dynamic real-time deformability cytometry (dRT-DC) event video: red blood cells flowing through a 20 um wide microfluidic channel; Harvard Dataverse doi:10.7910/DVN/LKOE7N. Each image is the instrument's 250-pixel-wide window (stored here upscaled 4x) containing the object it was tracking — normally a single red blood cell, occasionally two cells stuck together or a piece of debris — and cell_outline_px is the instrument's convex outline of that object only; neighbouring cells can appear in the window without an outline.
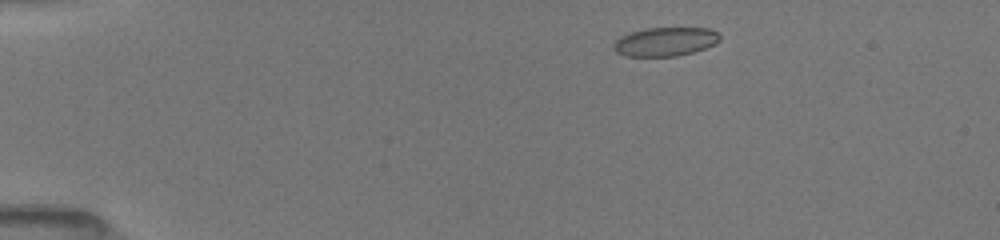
{"species": "common noctule bat (a hibernating species)", "species_latin": "Nyctalus noctula", "temperature_condition": "room temperature", "stored_images_in_passage": 37, "camera_frame_rate_fps": 3000, "um_per_image_px": 0.085, "animal": {"sex": "female", "body_mass_g": 19.5, "forearm_length_mm": 54.1}, "frame": {"image": 1, "passage_image": 1, "time_ms": 0.0, "image_size_px": [1000, 240], "cell_outline_px": [[720, 40], [716, 44], [692, 52], [676, 56], [624, 56], [616, 52], [612, 48], [612, 44], [620, 36], [644, 28], [712, 28], [720, 36]], "centroid_in_image_um": [56.53, 3.54], "position_along_channel_um": 28.5, "area_um2": 17.92}}
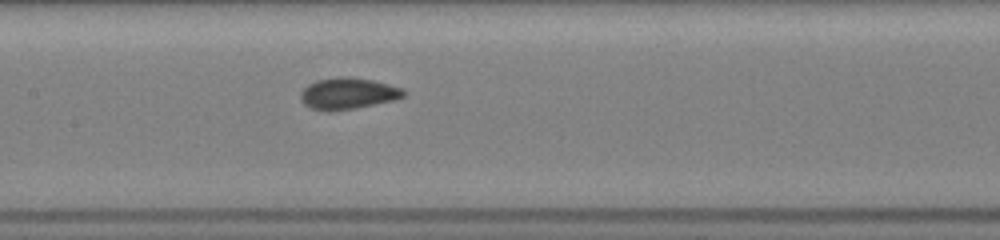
{"frame": {"image": 2, "passage_image": 19, "time_ms": 5.667, "image_size_px": [1000, 240], "cell_outline_px": [[408, 92], [404, 96], [396, 100], [356, 108], [332, 112], [328, 112], [312, 108], [304, 104], [300, 100], [300, 92], [308, 84], [316, 80], [344, 76], [348, 76], [372, 80], [404, 88]], "centroid_in_image_um": [29.59, 7.95], "position_along_channel_um": 177.8, "area_um2": 19.19}}
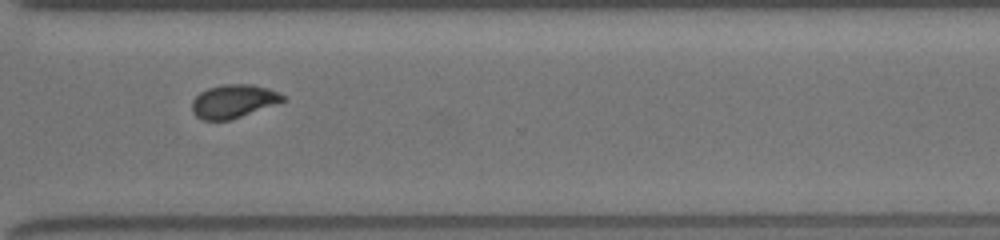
{"frame": {"image": 3, "passage_image": 36, "time_ms": 10.0, "image_size_px": [1000, 240], "cell_outline_px": [[284, 100], [280, 104], [228, 120], [204, 120], [196, 116], [192, 112], [192, 100], [200, 92], [208, 88], [224, 84], [252, 84], [268, 88], [284, 96]], "centroid_in_image_um": [19.85, 8.6], "position_along_channel_um": 350.8, "area_um2": 17.69}}